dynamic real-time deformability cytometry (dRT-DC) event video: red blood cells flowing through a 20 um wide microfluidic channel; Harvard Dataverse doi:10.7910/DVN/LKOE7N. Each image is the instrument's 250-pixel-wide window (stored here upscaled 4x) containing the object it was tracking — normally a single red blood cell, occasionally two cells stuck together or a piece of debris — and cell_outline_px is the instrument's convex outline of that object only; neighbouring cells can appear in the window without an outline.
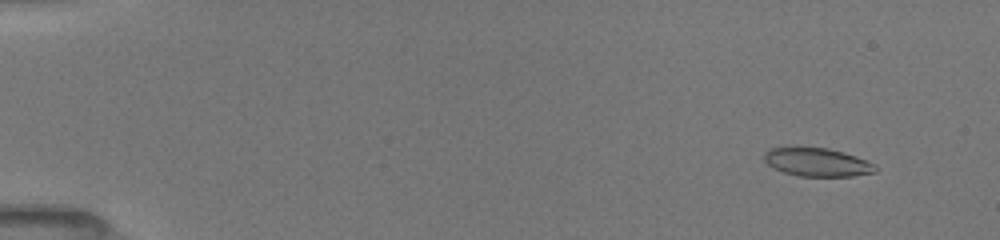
{"species": "common noctule bat (a hibernating species)", "species_latin": "Nyctalus noctula", "temperature_condition": "room temperature", "stored_images_in_passage": 33, "camera_frame_rate_fps": 3000, "um_per_image_px": 0.085, "animal": {"sex": "female", "body_mass_g": 19.5, "forearm_length_mm": 54.1}, "frame": {"image": 1, "passage_image": 6, "time_ms": 1.333, "image_size_px": [1000, 240], "cell_outline_px": [[880, 168], [876, 172], [852, 176], [800, 176], [784, 172], [768, 164], [764, 160], [764, 152], [768, 148], [792, 144], [828, 148], [844, 152], [876, 164]], "centroid_in_image_um": [69.43, 13.73], "position_along_channel_um": 15.6, "area_um2": 19.13}}
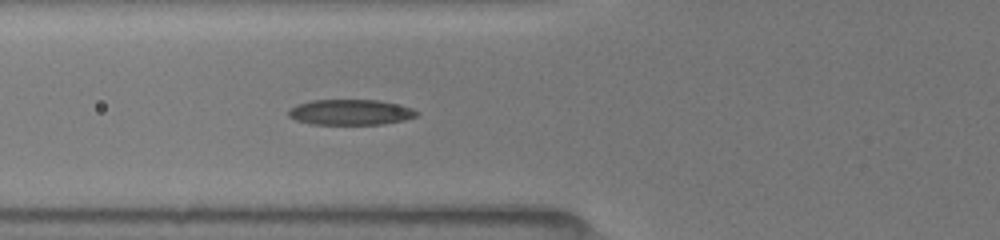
{"frame": {"image": 2, "passage_image": 23, "time_ms": 6.667, "image_size_px": [1000, 240], "cell_outline_px": [[420, 112], [416, 116], [404, 120], [380, 124], [312, 124], [296, 120], [288, 116], [288, 112], [296, 104], [312, 100], [380, 100], [412, 108]], "centroid_in_image_um": [29.79, 9.53], "position_along_channel_um": 96.0, "area_um2": 18.96}}
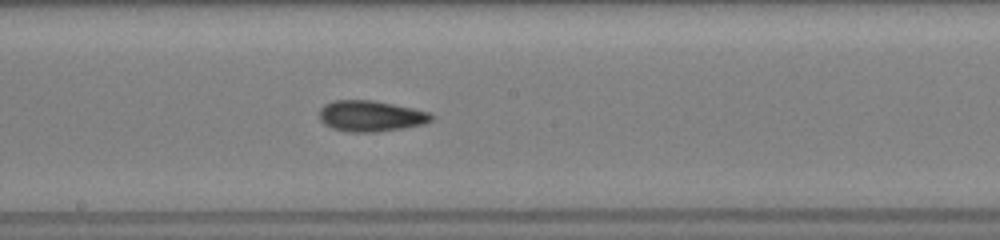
{"frame": {"image": 3, "passage_image": 33, "time_ms": 9.667, "image_size_px": [1000, 240], "cell_outline_px": [[436, 116], [432, 120], [424, 124], [404, 128], [372, 132], [348, 132], [332, 128], [324, 124], [320, 120], [320, 108], [324, 104], [332, 100], [372, 100], [432, 112]], "centroid_in_image_um": [31.53, 9.86], "position_along_channel_um": 216.7, "area_um2": 20.35}}